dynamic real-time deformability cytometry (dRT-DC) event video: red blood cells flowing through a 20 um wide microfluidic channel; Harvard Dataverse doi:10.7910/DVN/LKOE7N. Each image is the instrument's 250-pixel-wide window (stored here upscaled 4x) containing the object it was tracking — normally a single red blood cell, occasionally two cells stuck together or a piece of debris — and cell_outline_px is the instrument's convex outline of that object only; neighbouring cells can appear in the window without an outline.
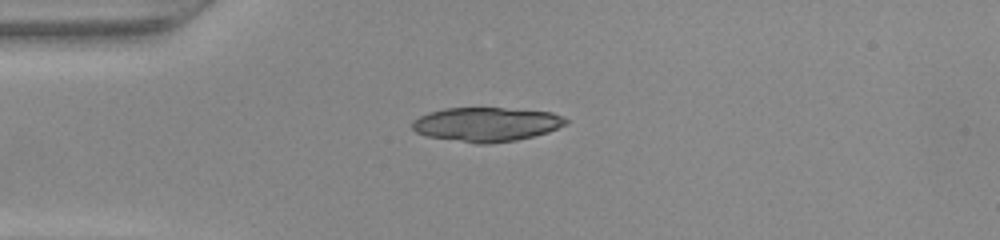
{"species": "common noctule bat (a hibernating species)", "species_latin": "Nyctalus noctula", "temperature_condition": "warm", "stored_images_in_passage": 37, "camera_frame_rate_fps": 3000, "um_per_image_px": 0.085, "animal": {"sex": "female", "body_mass_g": 22.0, "forearm_length_mm": 56.7}, "frame": {"image": 1, "passage_image": 1, "time_ms": 0.0, "image_size_px": [1000, 240], "cell_outline_px": [[568, 120], [564, 124], [548, 132], [516, 140], [488, 144], [476, 144], [424, 136], [416, 132], [412, 128], [412, 120], [428, 112], [444, 108], [504, 108], [552, 112], [564, 116]], "centroid_in_image_um": [41.3, 10.57], "position_along_channel_um": 43.7, "area_um2": 30.69}}